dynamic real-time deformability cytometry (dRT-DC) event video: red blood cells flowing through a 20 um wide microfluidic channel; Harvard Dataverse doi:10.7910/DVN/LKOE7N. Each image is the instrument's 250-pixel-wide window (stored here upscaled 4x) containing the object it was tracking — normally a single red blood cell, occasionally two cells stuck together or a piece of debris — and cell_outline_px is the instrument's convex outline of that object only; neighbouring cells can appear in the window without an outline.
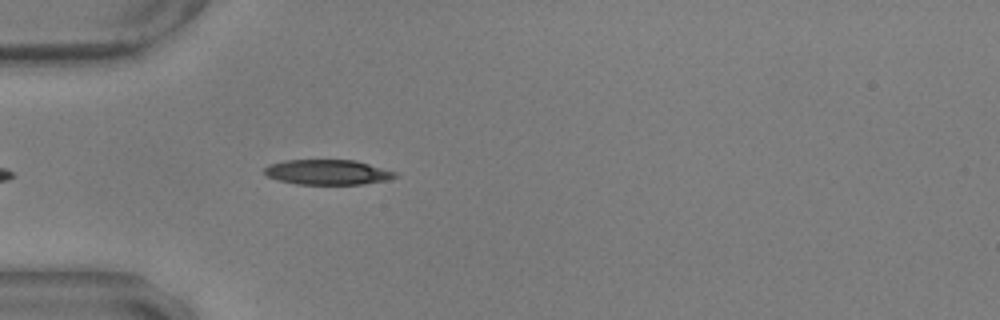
{"species": "common noctule bat (a hibernating species)", "species_latin": "Nyctalus noctula", "temperature_condition": "warm", "stored_images_in_passage": 26, "camera_frame_rate_fps": 3000, "um_per_image_px": 0.085, "animal": {"sex": "male", "body_mass_g": 17.9, "forearm_length_mm": 54.2}, "frame": {"image": 1, "passage_image": 1, "time_ms": 0.0, "image_size_px": [1000, 320], "cell_outline_px": [[400, 176], [384, 180], [360, 184], [296, 184], [280, 180], [268, 176], [264, 172], [264, 168], [268, 164], [284, 160], [356, 160], [396, 172]], "centroid_in_image_um": [27.83, 14.62], "position_along_channel_um": 57.2, "area_um2": 18.96}}